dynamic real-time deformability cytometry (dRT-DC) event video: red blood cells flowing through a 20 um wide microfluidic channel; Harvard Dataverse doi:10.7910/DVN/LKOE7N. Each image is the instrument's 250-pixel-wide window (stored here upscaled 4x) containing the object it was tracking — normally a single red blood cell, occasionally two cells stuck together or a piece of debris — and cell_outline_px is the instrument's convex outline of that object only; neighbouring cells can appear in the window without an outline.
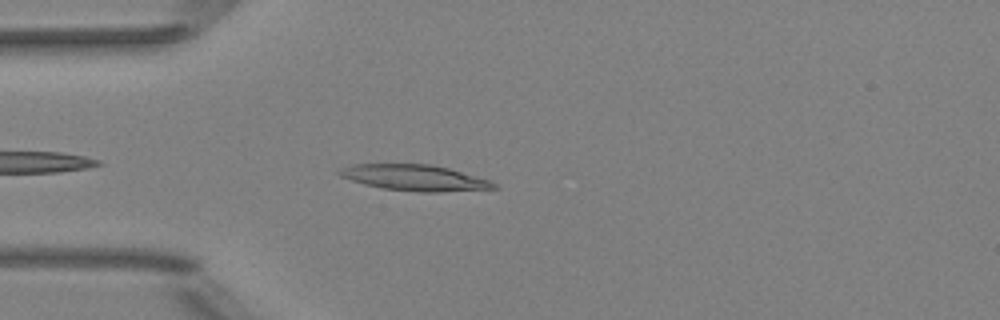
{"species": "Egyptian fruit bat (a non-hibernating species)", "species_latin": "Rousettus aegyptiacus", "temperature_condition": "room temperature", "stored_images_in_passage": 27, "camera_frame_rate_fps": 3000, "um_per_image_px": 0.085, "animal": {"sex": "female"}, "frame": {"image": 1, "passage_image": 4, "time_ms": 1.0, "image_size_px": [1000, 320], "cell_outline_px": [[500, 188], [440, 192], [420, 192], [380, 188], [364, 184], [340, 176], [336, 172], [340, 168], [352, 164], [432, 164], [448, 168], [488, 180], [496, 184]], "centroid_in_image_um": [35.21, 15.11], "position_along_channel_um": 49.8, "area_um2": 23.29}}
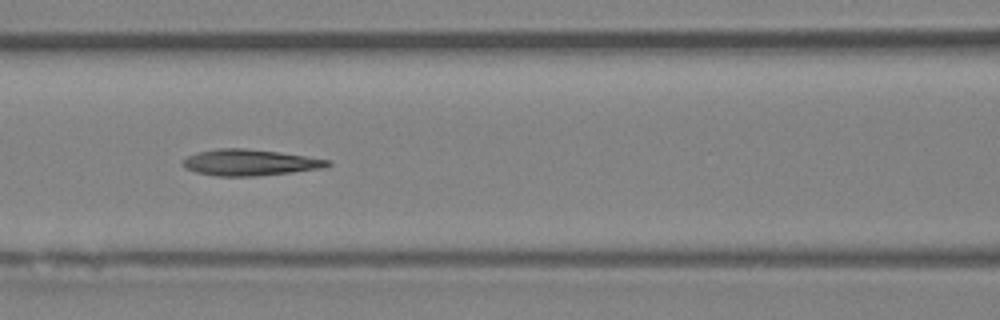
{"frame": {"image": 2, "passage_image": 12, "time_ms": 3.667, "image_size_px": [1000, 320], "cell_outline_px": [[332, 164], [328, 168], [256, 176], [216, 176], [196, 172], [184, 168], [184, 160], [188, 156], [196, 152], [216, 148], [244, 148], [280, 152], [332, 160]], "centroid_in_image_um": [21.29, 13.81], "position_along_channel_um": 145.3, "area_um2": 22.31}}
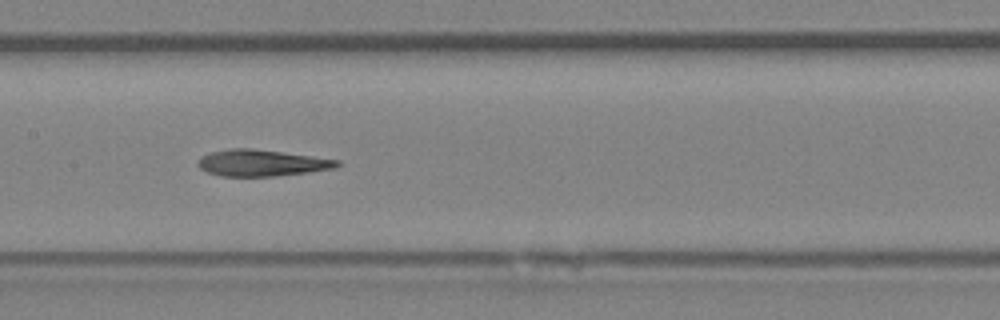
{"frame": {"image": 3, "passage_image": 15, "time_ms": 4.667, "image_size_px": [1000, 320], "cell_outline_px": [[340, 164], [336, 168], [308, 172], [276, 176], [220, 176], [208, 172], [200, 168], [196, 164], [200, 156], [212, 152], [228, 148], [252, 148], [312, 156], [340, 160]], "centroid_in_image_um": [22.22, 13.84], "position_along_channel_um": 185.2, "area_um2": 21.5}}